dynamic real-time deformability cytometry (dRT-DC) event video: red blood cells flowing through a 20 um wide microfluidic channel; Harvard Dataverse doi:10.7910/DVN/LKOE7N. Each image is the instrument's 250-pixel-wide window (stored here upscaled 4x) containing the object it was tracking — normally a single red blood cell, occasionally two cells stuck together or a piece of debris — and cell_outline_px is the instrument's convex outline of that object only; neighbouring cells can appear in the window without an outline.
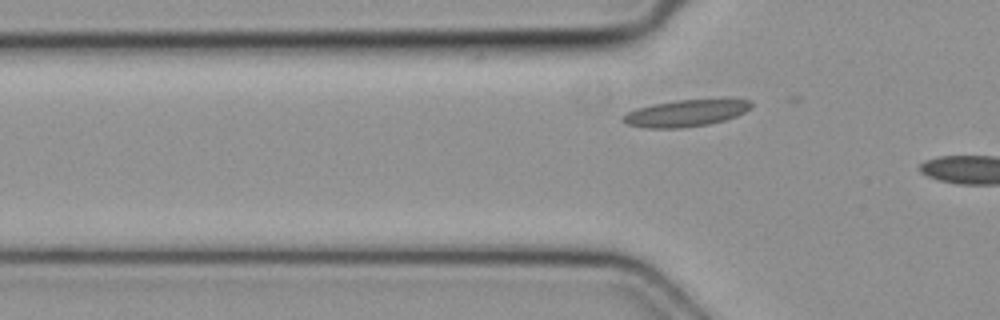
{"species": "common noctule bat (a hibernating species)", "species_latin": "Nyctalus noctula", "temperature_condition": "cold", "stored_images_in_passage": 3, "camera_frame_rate_fps": 3000, "um_per_image_px": 0.085, "animal": {"sex": "female", "body_mass_g": 19.3, "forearm_length_mm": 54.1}, "frame": {"image": 1, "passage_image": 3, "time_ms": 0.667, "image_size_px": [1000, 320], "cell_outline_px": [[752, 104], [744, 112], [736, 116], [724, 120], [708, 124], [680, 128], [648, 128], [628, 124], [620, 120], [628, 112], [636, 108], [652, 104], [676, 100], [752, 100]], "centroid_in_image_um": [58.24, 9.62], "position_along_channel_um": 67.6, "area_um2": 19.59}}